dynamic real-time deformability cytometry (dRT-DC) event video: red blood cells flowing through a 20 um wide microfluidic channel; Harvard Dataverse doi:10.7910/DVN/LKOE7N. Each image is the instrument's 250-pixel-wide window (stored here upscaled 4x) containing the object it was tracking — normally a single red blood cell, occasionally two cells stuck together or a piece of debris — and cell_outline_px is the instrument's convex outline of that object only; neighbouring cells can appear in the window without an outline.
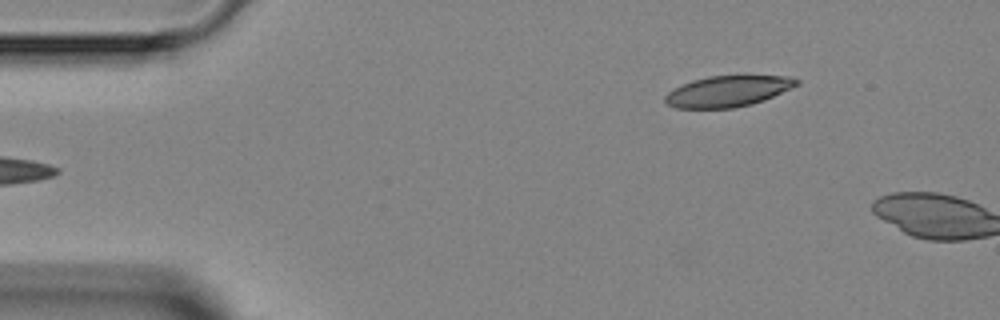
{"species": "Egyptian fruit bat (a non-hibernating species)", "species_latin": "Rousettus aegyptiacus", "temperature_condition": "room temperature", "stored_images_in_passage": 4, "segment_of_instrument_passage": [2, 2], "camera_frame_rate_fps": 3000, "um_per_image_px": 0.085, "animal": {"sex": "female"}, "frame": {"image": 1, "passage_image": 4, "time_ms": 4.667, "image_size_px": [1000, 320], "cell_outline_px": [[800, 84], [764, 100], [752, 104], [732, 108], [676, 108], [668, 104], [664, 100], [664, 96], [668, 92], [692, 80], [708, 76], [744, 72], [748, 72], [788, 76], [800, 80]], "centroid_in_image_um": [61.96, 7.69], "position_along_channel_um": 23.0, "area_um2": 24.74}}